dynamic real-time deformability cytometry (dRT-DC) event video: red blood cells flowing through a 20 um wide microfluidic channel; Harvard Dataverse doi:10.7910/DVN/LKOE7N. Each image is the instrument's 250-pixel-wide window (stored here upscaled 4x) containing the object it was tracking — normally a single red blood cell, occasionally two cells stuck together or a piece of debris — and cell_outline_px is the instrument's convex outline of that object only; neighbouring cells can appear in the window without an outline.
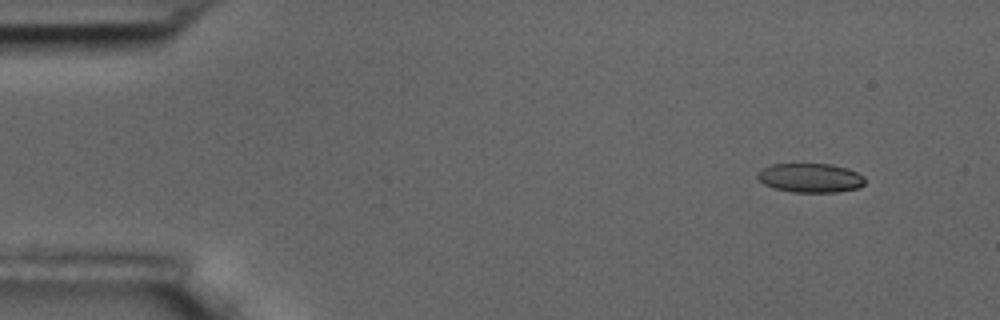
{"species": "common noctule bat (a hibernating species)", "species_latin": "Nyctalus noctula", "temperature_condition": "room temperature", "stored_images_in_passage": 4, "camera_frame_rate_fps": 3000, "um_per_image_px": 0.085, "animal": {"sex": "male", "body_mass_g": 17.5, "forearm_length_mm": 52.3}, "frame": {"image": 1, "passage_image": 1, "time_ms": 0.0, "image_size_px": [1000, 320], "cell_outline_px": [[864, 184], [860, 188], [836, 192], [792, 192], [776, 188], [764, 184], [756, 176], [756, 172], [772, 164], [832, 164], [848, 168], [864, 176]], "centroid_in_image_um": [68.9, 15.12], "position_along_channel_um": 16.1, "area_um2": 18.26}}
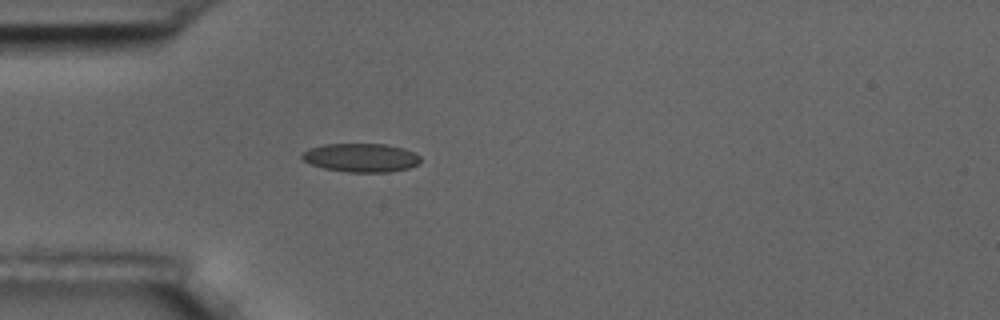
{"frame": {"image": 2, "passage_image": 4, "time_ms": 3.667, "image_size_px": [1000, 320], "cell_outline_px": [[420, 164], [408, 168], [388, 172], [348, 172], [324, 168], [312, 164], [304, 160], [300, 156], [308, 148], [324, 144], [384, 144], [404, 148], [420, 156]], "centroid_in_image_um": [30.7, 13.4], "position_along_channel_um": 54.3, "area_um2": 19.71}}